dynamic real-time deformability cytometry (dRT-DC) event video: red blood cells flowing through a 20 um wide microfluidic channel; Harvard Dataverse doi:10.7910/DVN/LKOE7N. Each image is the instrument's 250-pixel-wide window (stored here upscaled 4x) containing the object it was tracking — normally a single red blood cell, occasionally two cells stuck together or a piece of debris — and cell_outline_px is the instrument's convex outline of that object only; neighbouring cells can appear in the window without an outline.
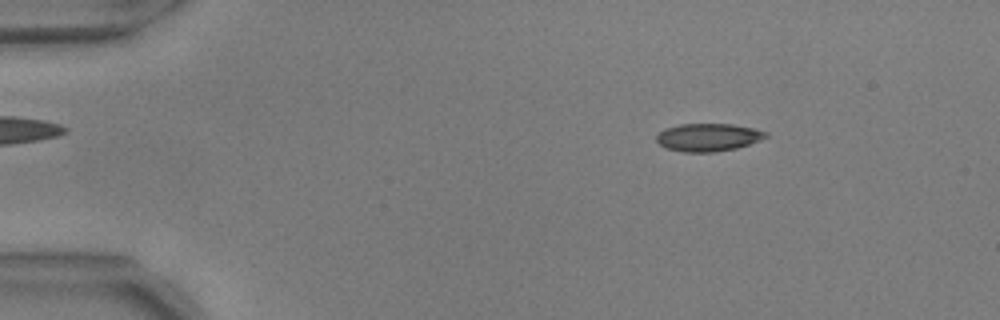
{"species": "common noctule bat (a hibernating species)", "species_latin": "Nyctalus noctula", "temperature_condition": "warm", "stored_images_in_passage": 54, "camera_frame_rate_fps": 3000, "um_per_image_px": 0.085, "animal": {"sex": "male", "body_mass_g": 17.9, "forearm_length_mm": 54.2}, "frame": {"image": 1, "passage_image": 8, "time_ms": 2.333, "image_size_px": [1000, 320], "cell_outline_px": [[768, 136], [760, 140], [736, 148], [712, 152], [684, 152], [664, 148], [656, 140], [656, 136], [664, 128], [680, 124], [732, 124], [752, 128], [768, 132]], "centroid_in_image_um": [60.17, 11.67], "position_along_channel_um": 24.8, "area_um2": 17.69}}
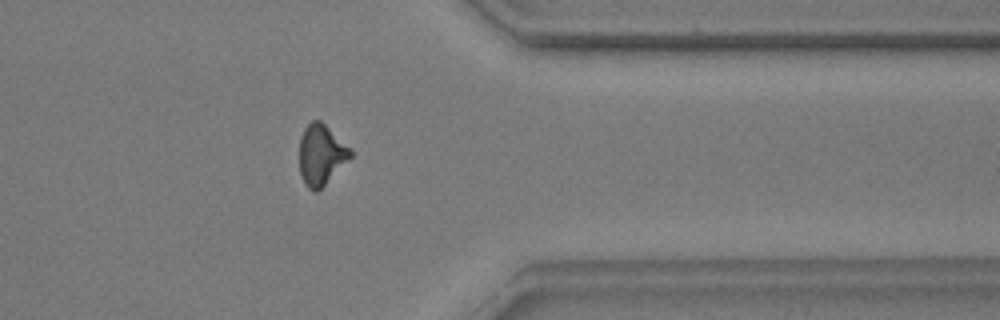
{"frame": {"image": 2, "passage_image": 44, "time_ms": 14.333, "image_size_px": [1000, 320], "cell_outline_px": [[352, 156], [316, 192], [312, 192], [304, 184], [300, 172], [300, 136], [304, 128], [312, 120], [320, 120], [352, 148]], "centroid_in_image_um": [27.29, 13.13], "position_along_channel_um": 384.1, "area_um2": 17.92}}
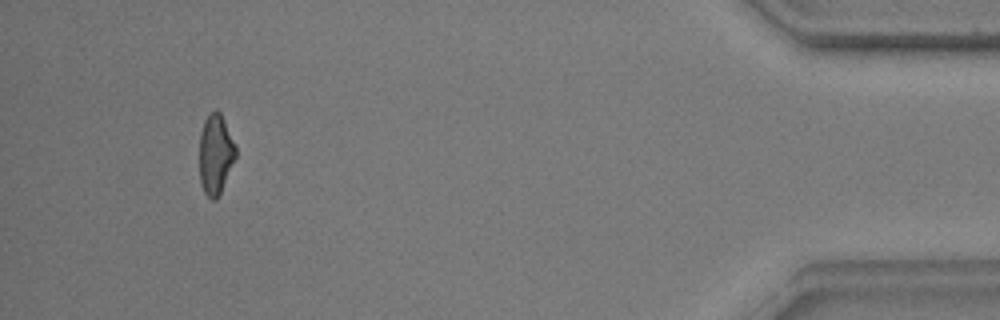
{"frame": {"image": 3, "passage_image": 51, "time_ms": 16.667, "image_size_px": [1000, 320], "cell_outline_px": [[236, 156], [220, 192], [216, 200], [212, 200], [204, 192], [200, 184], [200, 132], [204, 120], [216, 108], [220, 112], [236, 144]], "centroid_in_image_um": [18.32, 13.09], "position_along_channel_um": 416.9, "area_um2": 16.82}, "authors_computed_cell_mechanics": {"area_um2": 18.0625, "velocity_mm_per_s": 3.7144, "shape_relaxation_time_tau1_ms": null, "shape_relaxation_time_tau2_ms": 2.2381, "deformation_change_tau1": null, "deformation_change_tau2": 0.0787}}